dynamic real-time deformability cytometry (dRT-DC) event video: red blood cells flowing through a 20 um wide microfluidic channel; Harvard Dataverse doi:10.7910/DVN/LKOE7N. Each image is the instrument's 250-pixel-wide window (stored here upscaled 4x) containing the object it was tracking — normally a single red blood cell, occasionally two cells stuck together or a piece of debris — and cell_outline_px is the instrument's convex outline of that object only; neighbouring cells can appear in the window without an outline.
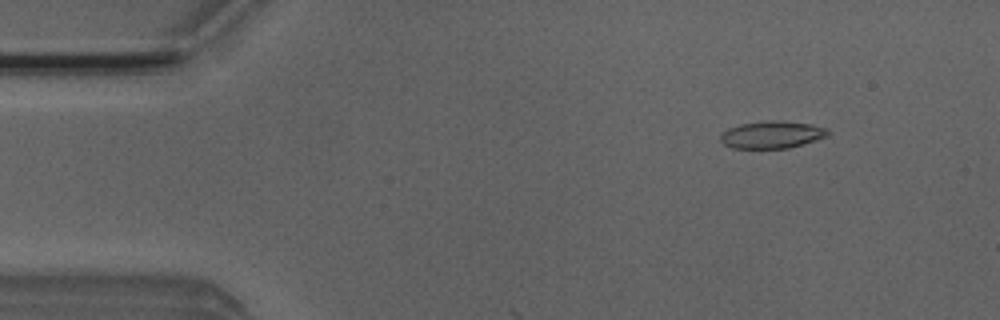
{"species": "Egyptian fruit bat (a non-hibernating species)", "species_latin": "Rousettus aegyptiacus", "temperature_condition": "room temperature", "stored_images_in_passage": 8, "camera_frame_rate_fps": 3000, "um_per_image_px": 0.085, "animal": {"sex": "male"}, "frame": {"image": 1, "passage_image": 4, "time_ms": 1.0, "image_size_px": [1000, 320], "cell_outline_px": [[828, 136], [788, 148], [732, 148], [724, 144], [720, 140], [720, 136], [728, 128], [740, 124], [768, 120], [776, 120], [808, 124], [828, 128]], "centroid_in_image_um": [65.59, 11.44], "position_along_channel_um": 19.4, "area_um2": 16.88}}